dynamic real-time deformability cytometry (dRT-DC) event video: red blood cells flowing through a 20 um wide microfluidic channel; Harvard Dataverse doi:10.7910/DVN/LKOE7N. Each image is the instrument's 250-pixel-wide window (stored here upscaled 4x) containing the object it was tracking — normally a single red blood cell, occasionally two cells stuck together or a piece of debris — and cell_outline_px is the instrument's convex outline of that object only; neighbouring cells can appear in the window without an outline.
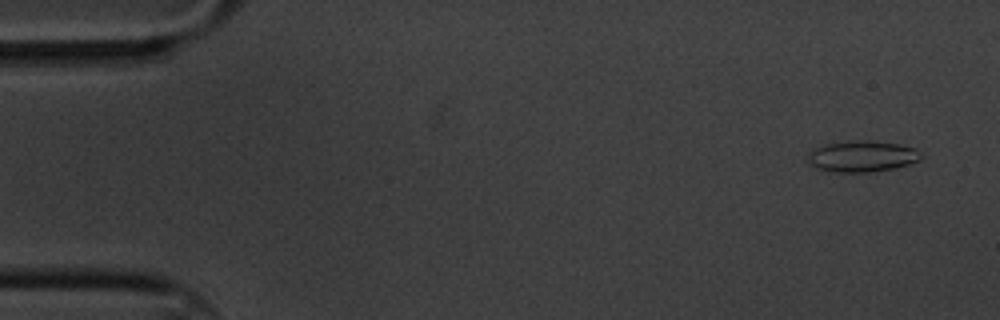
{"species": "common noctule bat (a hibernating species)", "species_latin": "Nyctalus noctula", "temperature_condition": "cold", "stored_images_in_passage": 5, "camera_frame_rate_fps": 3000, "um_per_image_px": 0.085, "animal": {"sex": "male", "body_mass_g": 20.1, "forearm_length_mm": 53.5}, "frame": {"image": 1, "passage_image": 1, "time_ms": 0.0, "image_size_px": [1000, 320], "cell_outline_px": [[920, 160], [896, 168], [868, 172], [836, 172], [816, 168], [808, 164], [808, 152], [812, 148], [824, 144], [848, 140], [868, 140], [900, 144], [916, 148], [920, 152]], "centroid_in_image_um": [73.23, 13.27], "position_along_channel_um": 11.8, "area_um2": 20.87}}
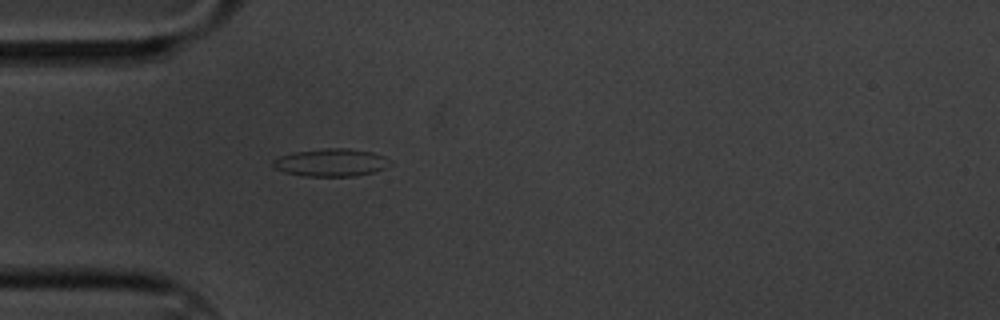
{"frame": {"image": 2, "passage_image": 5, "time_ms": 1.333, "image_size_px": [1000, 320], "cell_outline_px": [[392, 164], [384, 168], [372, 172], [356, 176], [304, 176], [284, 172], [276, 168], [272, 164], [272, 160], [280, 156], [296, 152], [324, 148], [348, 148], [372, 152], [384, 156]], "centroid_in_image_um": [28.14, 13.81], "position_along_channel_um": 56.9, "area_um2": 18.79}}